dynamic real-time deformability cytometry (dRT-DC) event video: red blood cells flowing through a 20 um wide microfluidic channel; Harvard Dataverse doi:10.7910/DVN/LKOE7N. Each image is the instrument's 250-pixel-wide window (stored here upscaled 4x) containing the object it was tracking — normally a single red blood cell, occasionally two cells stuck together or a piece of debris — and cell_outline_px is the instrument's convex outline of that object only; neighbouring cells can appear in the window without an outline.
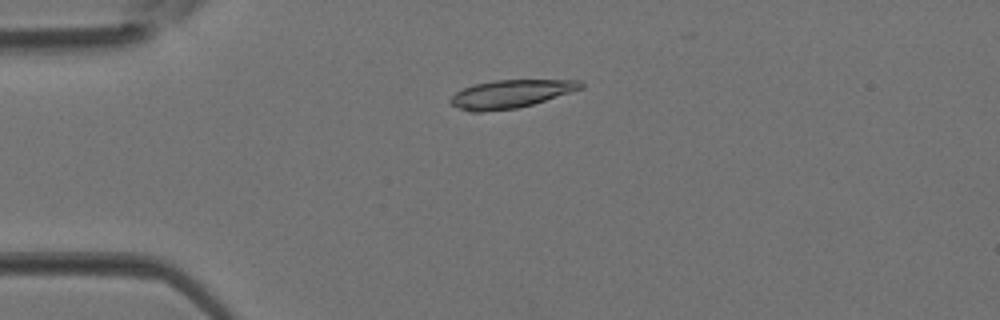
{"species": "Egyptian fruit bat (a non-hibernating species)", "species_latin": "Rousettus aegyptiacus", "temperature_condition": "room temperature", "stored_images_in_passage": 20, "camera_frame_rate_fps": 3000, "um_per_image_px": 0.085, "animal": {"sex": "female"}, "frame": {"image": 1, "passage_image": 10, "time_ms": 3.0, "image_size_px": [1000, 320], "cell_outline_px": [[584, 88], [532, 104], [516, 108], [484, 112], [472, 112], [448, 104], [448, 100], [456, 92], [472, 84], [496, 80], [580, 80], [584, 84]], "centroid_in_image_um": [43.38, 7.98], "position_along_channel_um": 41.6, "area_um2": 21.33}}
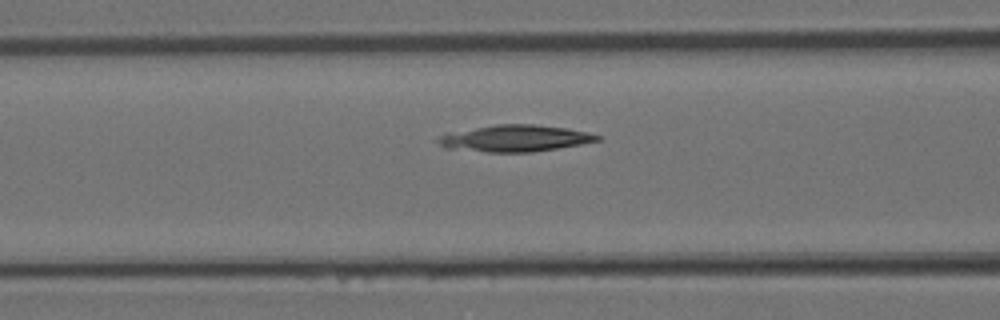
{"frame": {"image": 2, "passage_image": 16, "time_ms": 5.0, "image_size_px": [1000, 320], "cell_outline_px": [[600, 140], [580, 144], [532, 152], [488, 152], [444, 148], [436, 140], [440, 136], [448, 132], [496, 124], [532, 124], [568, 128], [588, 132], [600, 136]], "centroid_in_image_um": [43.74, 11.75], "position_along_channel_um": 122.9, "area_um2": 24.62}}
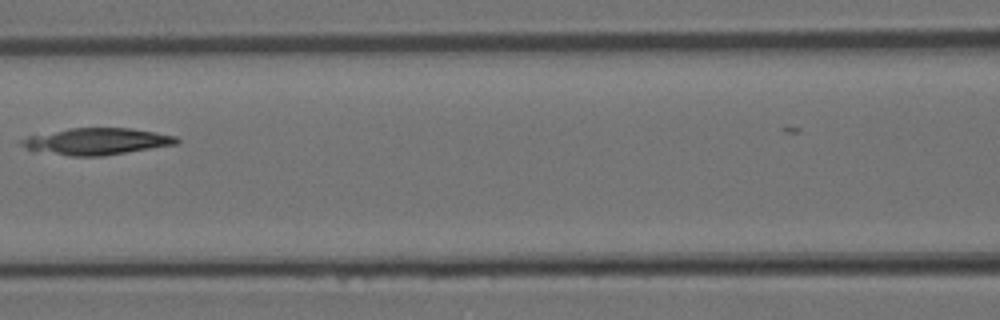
{"frame": {"image": 3, "passage_image": 18, "time_ms": 5.667, "image_size_px": [1000, 320], "cell_outline_px": [[180, 144], [104, 156], [68, 156], [28, 148], [20, 144], [16, 140], [28, 136], [68, 128], [132, 128], [156, 132], [176, 136], [180, 140]], "centroid_in_image_um": [8.28, 12.01], "position_along_channel_um": 158.3, "area_um2": 24.22}}